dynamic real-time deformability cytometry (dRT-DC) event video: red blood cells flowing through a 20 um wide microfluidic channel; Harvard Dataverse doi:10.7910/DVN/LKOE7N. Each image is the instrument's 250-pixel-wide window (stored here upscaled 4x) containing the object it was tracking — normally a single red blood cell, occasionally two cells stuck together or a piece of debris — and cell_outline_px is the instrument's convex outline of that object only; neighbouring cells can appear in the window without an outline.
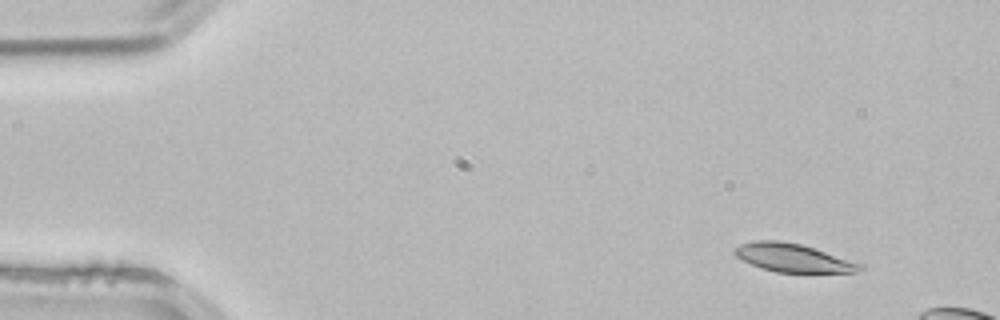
{"species": "common noctule bat (a hibernating species)", "species_latin": "Nyctalus noctula", "temperature_condition": "room temperature", "stored_images_in_passage": 3, "camera_frame_rate_fps": 3000, "um_per_image_px": 0.085, "animal": {"sex": "male", "body_mass_g": 21.5, "forearm_length_mm": 52.0}, "frame": {"image": 1, "passage_image": 1, "time_ms": 0.0, "image_size_px": [1000, 320], "cell_outline_px": [[864, 268], [856, 272], [776, 272], [760, 268], [736, 256], [732, 252], [740, 244], [756, 240], [776, 240], [800, 244], [864, 264]], "centroid_in_image_um": [67.41, 21.92], "position_along_channel_um": 17.6, "area_um2": 20.4}}